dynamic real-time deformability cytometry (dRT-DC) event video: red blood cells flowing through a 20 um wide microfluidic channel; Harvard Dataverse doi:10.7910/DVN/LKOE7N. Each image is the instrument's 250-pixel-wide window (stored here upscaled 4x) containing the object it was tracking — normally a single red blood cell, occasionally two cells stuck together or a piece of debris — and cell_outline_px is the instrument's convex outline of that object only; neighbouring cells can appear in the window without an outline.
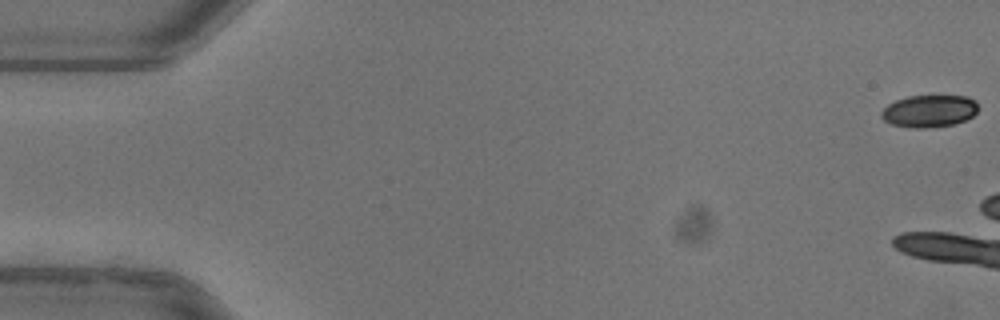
{"species": "common noctule bat (a hibernating species)", "species_latin": "Nyctalus noctula", "temperature_condition": "warm", "stored_images_in_passage": 13, "camera_frame_rate_fps": 3000, "um_per_image_px": 0.085, "animal": {"sex": "female"}, "frame": {"image": 1, "passage_image": 1, "time_ms": 0.0, "image_size_px": [1000, 320], "cell_outline_px": [[976, 112], [972, 116], [964, 120], [952, 124], [924, 128], [912, 128], [892, 124], [884, 120], [880, 116], [880, 112], [888, 104], [896, 100], [908, 96], [968, 96], [976, 100]], "centroid_in_image_um": [78.95, 9.43], "position_along_channel_um": 6.0, "area_um2": 18.03}}